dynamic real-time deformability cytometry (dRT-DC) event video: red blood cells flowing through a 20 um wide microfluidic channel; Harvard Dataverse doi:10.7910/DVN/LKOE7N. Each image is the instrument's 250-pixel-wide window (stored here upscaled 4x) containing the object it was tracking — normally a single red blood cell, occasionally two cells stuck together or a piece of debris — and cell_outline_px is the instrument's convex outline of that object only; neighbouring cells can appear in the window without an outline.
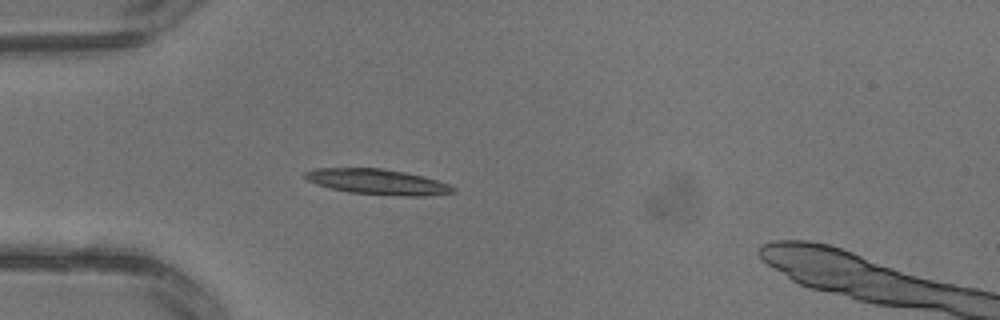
{"species": "common noctule bat (a hibernating species)", "species_latin": "Nyctalus noctula", "temperature_condition": "warm", "stored_images_in_passage": 4, "camera_frame_rate_fps": 3000, "um_per_image_px": 0.085, "animal": {"sex": "male", "body_mass_g": 13.3}, "frame": {"image": 1, "passage_image": 3, "time_ms": 0.667, "image_size_px": [1000, 320], "cell_outline_px": [[456, 192], [424, 196], [400, 196], [348, 192], [316, 184], [308, 180], [304, 176], [304, 172], [316, 168], [384, 168], [424, 176], [448, 184], [456, 188]], "centroid_in_image_um": [32.11, 15.45], "position_along_channel_um": 52.9, "area_um2": 21.91}}